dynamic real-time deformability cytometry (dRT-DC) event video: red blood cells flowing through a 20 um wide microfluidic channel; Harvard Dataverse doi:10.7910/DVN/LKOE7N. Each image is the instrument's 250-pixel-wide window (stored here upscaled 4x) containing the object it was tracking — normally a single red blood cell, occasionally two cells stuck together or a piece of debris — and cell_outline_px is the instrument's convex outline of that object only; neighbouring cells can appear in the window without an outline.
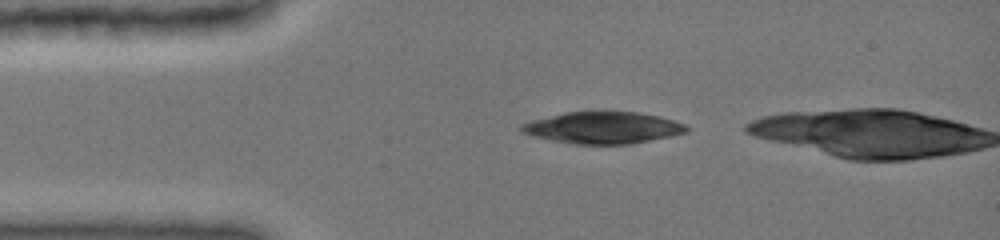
{"species": "common noctule bat (a hibernating species)", "species_latin": "Nyctalus noctula", "temperature_condition": "cold", "stored_images_in_passage": 2, "camera_frame_rate_fps": 3000, "um_per_image_px": 0.085, "animal": {"sex": "female", "body_mass_g": 19.0, "forearm_length_mm": 51.5}, "frame": {"image": 1, "passage_image": 1, "time_ms": 0.0, "image_size_px": [1000, 240], "cell_outline_px": [[692, 128], [688, 132], [632, 144], [576, 144], [552, 140], [536, 136], [524, 132], [520, 128], [520, 124], [532, 120], [564, 112], [640, 112], [672, 120], [684, 124]], "centroid_in_image_um": [51.28, 10.85], "position_along_channel_um": 33.7, "area_um2": 30.23}}